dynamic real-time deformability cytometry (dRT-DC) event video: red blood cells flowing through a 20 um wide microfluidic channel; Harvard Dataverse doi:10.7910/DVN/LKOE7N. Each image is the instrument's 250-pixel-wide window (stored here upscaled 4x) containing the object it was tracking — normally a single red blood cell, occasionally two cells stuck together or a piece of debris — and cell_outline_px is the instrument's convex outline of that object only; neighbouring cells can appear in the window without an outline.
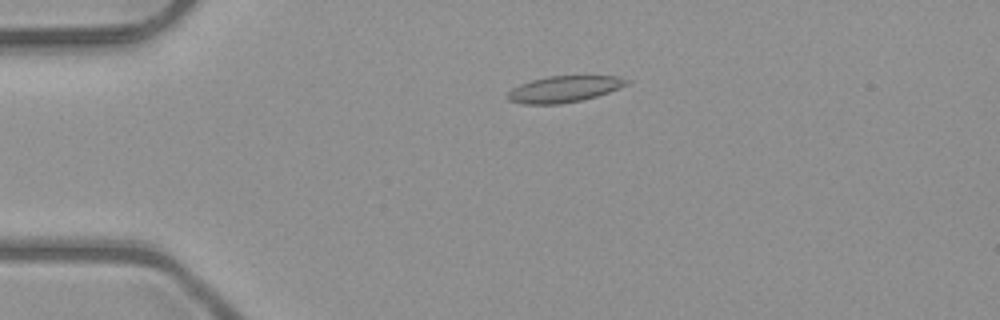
{"species": "common noctule bat (a hibernating species)", "species_latin": "Nyctalus noctula", "temperature_condition": "room temperature", "stored_images_in_passage": 52, "camera_frame_rate_fps": 3000, "um_per_image_px": 0.085, "animal": {"sex": "male", "body_mass_g": 23.1, "forearm_length_mm": 52.7}, "frame": {"image": 1, "passage_image": 12, "time_ms": 3.667, "image_size_px": [1000, 320], "cell_outline_px": [[632, 80], [628, 84], [608, 92], [596, 96], [580, 100], [560, 104], [524, 104], [508, 100], [508, 92], [512, 88], [520, 84], [532, 80], [548, 76], [620, 76]], "centroid_in_image_um": [47.96, 7.56], "position_along_channel_um": 37.0, "area_um2": 18.15}}
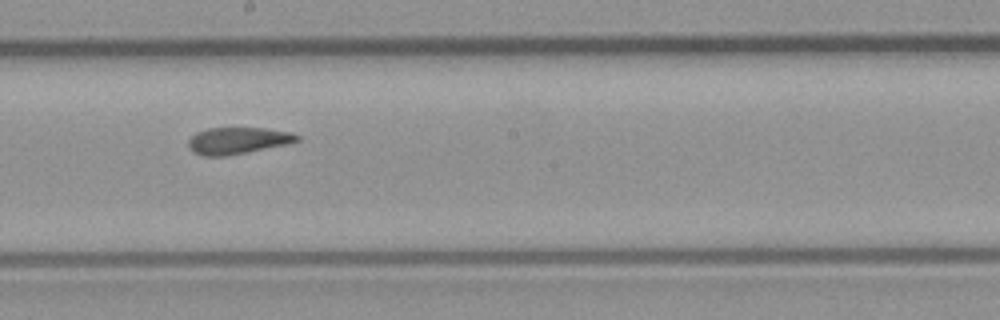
{"frame": {"image": 2, "passage_image": 29, "time_ms": 9.333, "image_size_px": [1000, 320], "cell_outline_px": [[300, 140], [288, 144], [248, 152], [224, 156], [204, 156], [192, 152], [188, 148], [188, 140], [196, 132], [208, 128], [264, 128], [288, 132], [300, 136]], "centroid_in_image_um": [20.18, 11.96], "position_along_channel_um": 228.0, "area_um2": 16.94}}
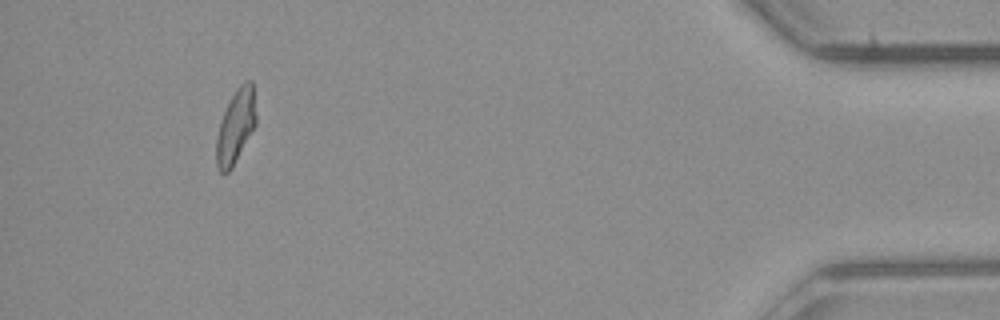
{"frame": {"image": 3, "passage_image": 48, "time_ms": 15.667, "image_size_px": [1000, 320], "cell_outline_px": [[256, 124], [232, 168], [228, 172], [220, 172], [216, 164], [216, 140], [220, 120], [236, 88], [244, 80], [252, 80], [256, 116]], "centroid_in_image_um": [20.03, 10.73], "position_along_channel_um": 415.2, "area_um2": 16.94}, "authors_computed_cell_mechanics": {"area_um2": 17.629, "velocity_mm_per_s": 4.0453, "shape_relaxation_time_tau1_ms": null, "shape_relaxation_time_tau2_ms": 2.8268, "deformation_change_tau1": null, "deformation_change_tau2": 0.1006}}